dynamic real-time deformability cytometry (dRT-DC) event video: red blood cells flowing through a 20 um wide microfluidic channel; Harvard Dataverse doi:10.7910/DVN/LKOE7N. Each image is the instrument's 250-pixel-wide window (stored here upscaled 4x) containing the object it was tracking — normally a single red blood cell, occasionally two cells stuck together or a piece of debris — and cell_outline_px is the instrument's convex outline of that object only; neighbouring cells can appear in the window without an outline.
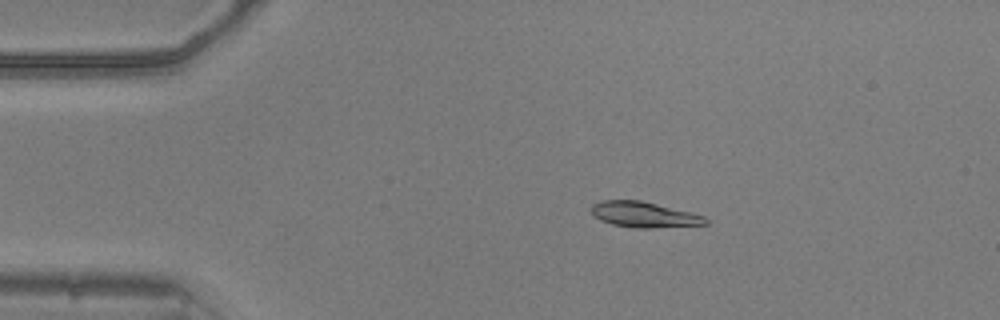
{"species": "common noctule bat (a hibernating species)", "species_latin": "Nyctalus noctula", "temperature_condition": "warm", "stored_images_in_passage": 47, "camera_frame_rate_fps": 3000, "um_per_image_px": 0.085, "animal": {"sex": "male", "body_mass_g": 20.5, "forearm_length_mm": 52.5}, "frame": {"image": 1, "passage_image": 4, "time_ms": 1.0, "image_size_px": [1000, 320], "cell_outline_px": [[708, 224], [648, 228], [636, 228], [612, 224], [600, 220], [592, 216], [592, 204], [600, 200], [640, 200], [704, 216], [708, 220]], "centroid_in_image_um": [54.69, 18.24], "position_along_channel_um": 30.3, "area_um2": 16.82}}
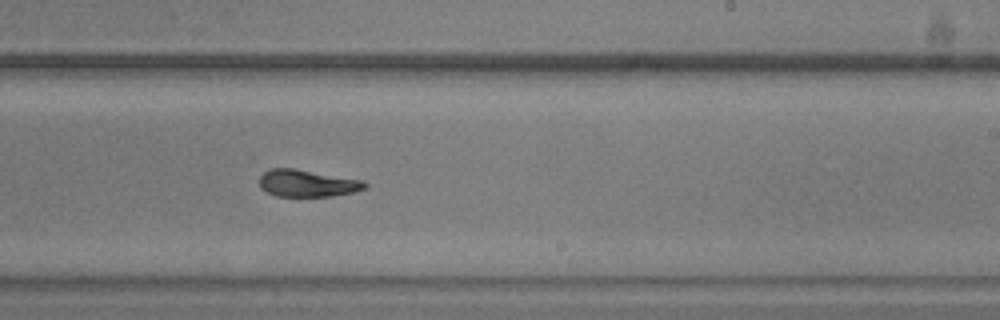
{"frame": {"image": 2, "passage_image": 26, "time_ms": 8.333, "image_size_px": [1000, 320], "cell_outline_px": [[368, 188], [352, 192], [332, 196], [276, 196], [260, 188], [260, 176], [264, 172], [272, 168], [296, 168], [360, 180], [368, 184]], "centroid_in_image_um": [26.11, 15.57], "position_along_channel_um": 262.9, "area_um2": 16.53}}
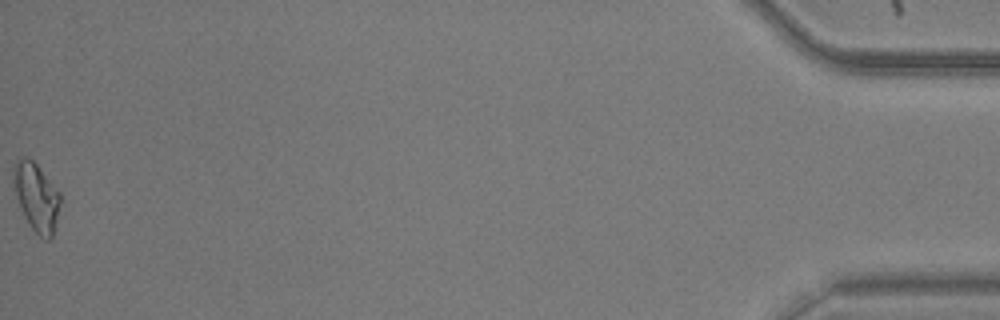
{"frame": {"image": 3, "passage_image": 47, "time_ms": 15.333, "image_size_px": [1000, 320], "cell_outline_px": [[60, 204], [52, 236], [48, 240], [44, 240], [32, 228], [24, 216], [20, 208], [12, 184], [12, 168], [16, 160], [24, 156], [32, 160], [36, 164], [60, 192]], "centroid_in_image_um": [3.06, 16.71], "position_along_channel_um": 432.1, "area_um2": 18.55}, "authors_computed_cell_mechanics": {"area_um2": 17.2244, "velocity_mm_per_s": 3.8568, "shape_relaxation_time_tau1_ms": 9.7852, "shape_relaxation_time_tau2_ms": 10.7128, "deformation_change_tau1": 0.2366, "deformation_change_tau2": 0.1851}}